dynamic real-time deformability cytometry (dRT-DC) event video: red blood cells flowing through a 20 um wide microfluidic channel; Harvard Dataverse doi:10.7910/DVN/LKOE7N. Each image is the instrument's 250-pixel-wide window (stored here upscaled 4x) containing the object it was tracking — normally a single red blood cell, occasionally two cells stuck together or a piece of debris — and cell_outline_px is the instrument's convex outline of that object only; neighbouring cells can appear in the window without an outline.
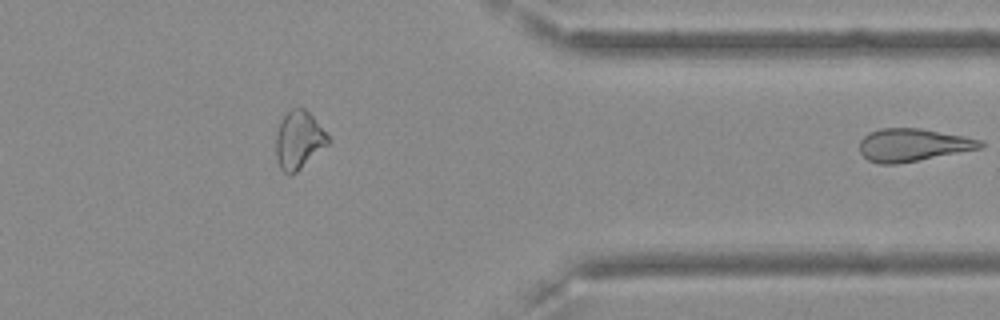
{"species": "Egyptian fruit bat (a non-hibernating species)", "species_latin": "Rousettus aegyptiacus", "temperature_condition": "cold", "stored_images_in_passage": 37, "segment_of_instrument_passage": [2, 2], "camera_frame_rate_fps": 3000, "um_per_image_px": 0.085, "frame": {"image": 1, "passage_image": 37, "time_ms": 12.0, "image_size_px": [1000, 320], "cell_outline_px": [[984, 144], [980, 148], [896, 164], [880, 164], [868, 160], [860, 152], [860, 140], [864, 136], [880, 128], [920, 128], [964, 136], [980, 140]], "centroid_in_image_um": [77.56, 12.31], "position_along_channel_um": 333.8, "area_um2": 22.66}}